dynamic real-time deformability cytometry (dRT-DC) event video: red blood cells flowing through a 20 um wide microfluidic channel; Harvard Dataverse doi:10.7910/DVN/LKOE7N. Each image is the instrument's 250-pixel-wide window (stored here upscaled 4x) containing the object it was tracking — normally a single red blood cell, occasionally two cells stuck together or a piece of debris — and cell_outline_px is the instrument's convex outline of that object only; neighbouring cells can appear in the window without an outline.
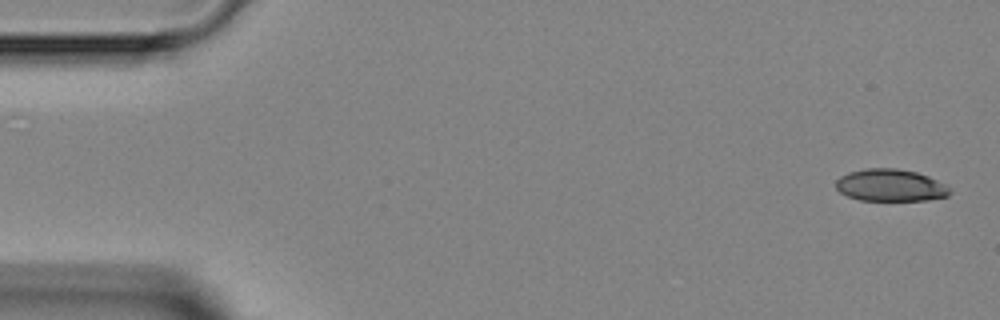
{"species": "Egyptian fruit bat (a non-hibernating species)", "species_latin": "Rousettus aegyptiacus", "temperature_condition": "room temperature", "stored_images_in_passage": 5, "camera_frame_rate_fps": 3000, "um_per_image_px": 0.085, "animal": {"sex": "female"}, "frame": {"image": 1, "passage_image": 1, "time_ms": 0.0, "image_size_px": [1000, 320], "cell_outline_px": [[952, 192], [948, 196], [924, 200], [860, 200], [848, 196], [840, 192], [836, 188], [836, 180], [840, 176], [848, 172], [864, 168], [896, 168], [916, 172], [928, 176], [944, 184]], "centroid_in_image_um": [75.66, 15.74], "position_along_channel_um": 9.3, "area_um2": 21.27}}
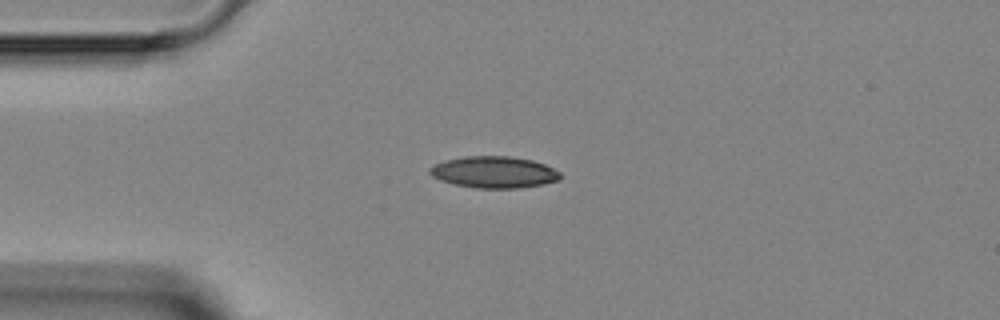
{"frame": {"image": 2, "passage_image": 3, "time_ms": 3.333, "image_size_px": [1000, 320], "cell_outline_px": [[560, 180], [544, 184], [520, 188], [476, 188], [456, 184], [440, 180], [432, 176], [428, 172], [428, 168], [444, 160], [464, 156], [508, 156], [532, 160], [544, 164], [560, 172]], "centroid_in_image_um": [41.98, 14.63], "position_along_channel_um": 43.0, "area_um2": 24.04}}
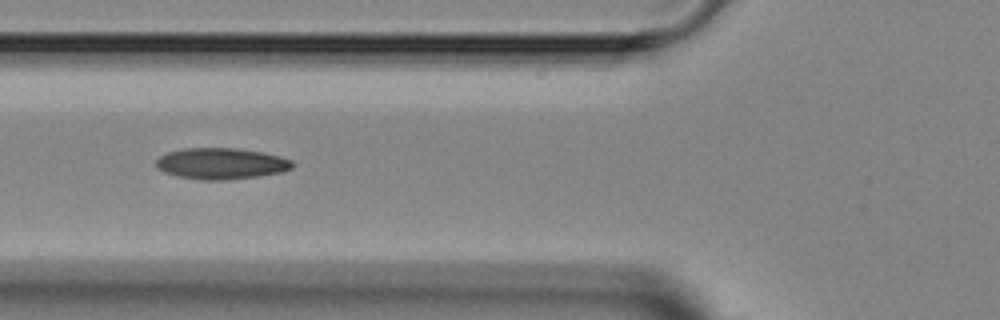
{"frame": {"image": 3, "passage_image": 5, "time_ms": 5.333, "image_size_px": [1000, 320], "cell_outline_px": [[292, 168], [280, 172], [256, 176], [224, 180], [204, 180], [180, 176], [164, 172], [156, 168], [156, 160], [160, 156], [168, 152], [184, 148], [236, 148], [264, 152], [280, 156], [292, 160]], "centroid_in_image_um": [18.79, 13.89], "position_along_channel_um": 107.0, "area_um2": 24.62}}